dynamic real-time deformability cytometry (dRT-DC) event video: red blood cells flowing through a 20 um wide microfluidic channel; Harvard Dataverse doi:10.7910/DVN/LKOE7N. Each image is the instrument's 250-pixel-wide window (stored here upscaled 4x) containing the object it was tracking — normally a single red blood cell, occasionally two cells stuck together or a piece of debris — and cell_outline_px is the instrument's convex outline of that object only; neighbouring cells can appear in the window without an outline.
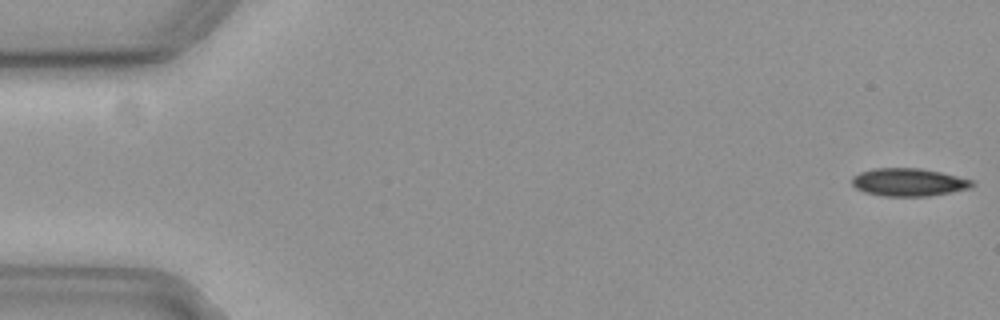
{"species": "common noctule bat (a hibernating species)", "species_latin": "Nyctalus noctula", "temperature_condition": "cold", "stored_images_in_passage": 57, "camera_frame_rate_fps": 3000, "um_per_image_px": 0.085, "animal": {"sex": "female", "body_mass_g": 19.3, "forearm_length_mm": 54.1}, "frame": {"image": 1, "passage_image": 1, "time_ms": 0.0, "image_size_px": [1000, 320], "cell_outline_px": [[972, 184], [968, 188], [928, 196], [880, 196], [864, 192], [856, 188], [852, 184], [852, 176], [860, 172], [876, 168], [920, 168], [940, 172], [972, 180]], "centroid_in_image_um": [77.15, 15.48], "position_along_channel_um": 7.8, "area_um2": 19.25}}
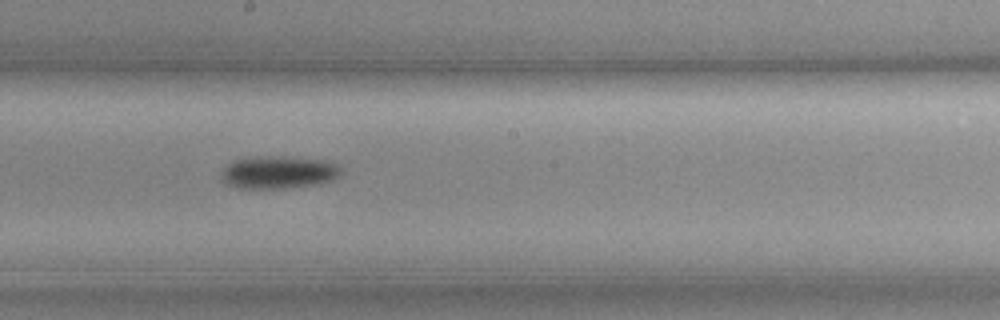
{"frame": {"image": 2, "passage_image": 31, "time_ms": 10.0, "image_size_px": [1000, 320], "cell_outline_px": [[344, 172], [340, 176], [332, 180], [320, 184], [292, 188], [240, 188], [228, 184], [224, 180], [224, 168], [232, 160], [256, 156], [288, 156], [324, 160], [340, 164]], "centroid_in_image_um": [23.79, 14.63], "position_along_channel_um": 224.4, "area_um2": 23.12}}
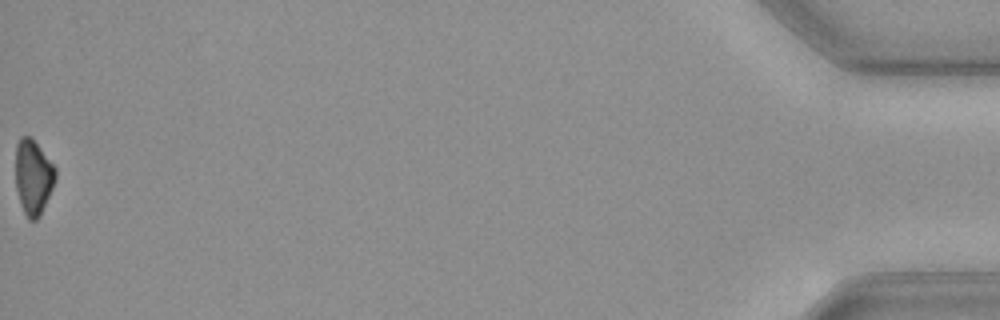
{"frame": {"image": 3, "passage_image": 57, "time_ms": 18.667, "image_size_px": [1000, 320], "cell_outline_px": [[56, 180], [40, 216], [36, 220], [28, 220], [20, 204], [16, 188], [16, 144], [20, 136], [28, 136], [36, 144], [56, 168]], "centroid_in_image_um": [2.82, 15.08], "position_along_channel_um": 432.4, "area_um2": 17.28}, "authors_computed_cell_mechanics": {"area_um2": 20.5768, "velocity_mm_per_s": 3.6657, "shape_relaxation_time_tau1_ms": 2.5135, "shape_relaxation_time_tau2_ms": null, "deformation_change_tau1": 0.0753, "deformation_change_tau2": null}}